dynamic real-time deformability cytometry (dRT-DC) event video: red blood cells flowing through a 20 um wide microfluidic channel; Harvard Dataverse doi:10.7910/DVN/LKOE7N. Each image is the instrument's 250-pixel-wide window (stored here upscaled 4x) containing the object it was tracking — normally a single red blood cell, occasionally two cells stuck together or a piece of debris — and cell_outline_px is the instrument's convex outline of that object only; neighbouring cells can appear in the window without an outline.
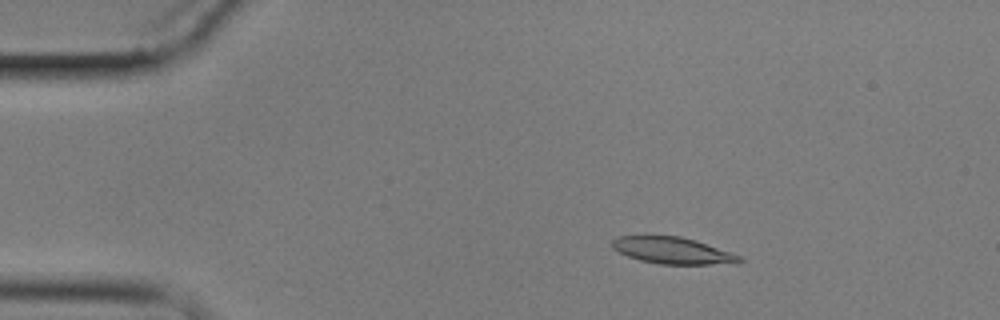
{"species": "common noctule bat (a hibernating species)", "species_latin": "Nyctalus noctula", "temperature_condition": "cold", "stored_images_in_passage": 3, "camera_frame_rate_fps": 3000, "um_per_image_px": 0.085, "animal": {"sex": "male", "body_mass_g": 17.9}, "frame": {"image": 1, "passage_image": 2, "time_ms": 1.0, "image_size_px": [1000, 320], "cell_outline_px": [[744, 260], [736, 264], [660, 264], [640, 260], [628, 256], [612, 248], [612, 240], [616, 236], [680, 236], [696, 240], [740, 256]], "centroid_in_image_um": [57.18, 21.3], "position_along_channel_um": 27.8, "area_um2": 19.65}}